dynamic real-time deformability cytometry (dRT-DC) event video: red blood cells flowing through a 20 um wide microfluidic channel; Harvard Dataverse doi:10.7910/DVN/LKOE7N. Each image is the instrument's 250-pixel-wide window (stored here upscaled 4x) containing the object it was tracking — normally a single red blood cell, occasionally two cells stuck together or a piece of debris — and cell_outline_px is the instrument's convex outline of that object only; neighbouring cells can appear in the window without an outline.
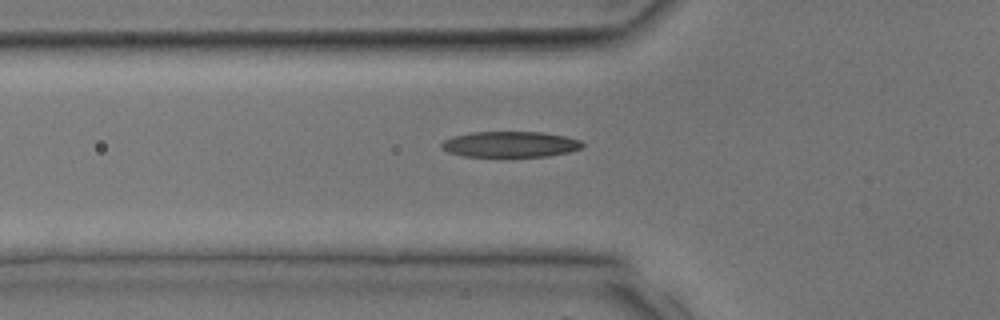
{"species": "common noctule bat (a hibernating species)", "species_latin": "Nyctalus noctula", "temperature_condition": "room temperature", "stored_images_in_passage": 24, "camera_frame_rate_fps": 3000, "um_per_image_px": 0.085, "animal": {"sex": "male", "body_mass_g": 17.9, "forearm_length_mm": 54.2}, "frame": {"image": 1, "passage_image": 3, "time_ms": 0.667, "image_size_px": [1000, 320], "cell_outline_px": [[584, 144], [580, 148], [568, 152], [548, 156], [464, 156], [448, 152], [440, 148], [440, 144], [444, 140], [452, 136], [472, 132], [544, 132], [564, 136], [580, 140]], "centroid_in_image_um": [43.33, 12.26], "position_along_channel_um": 82.5, "area_um2": 21.1}}
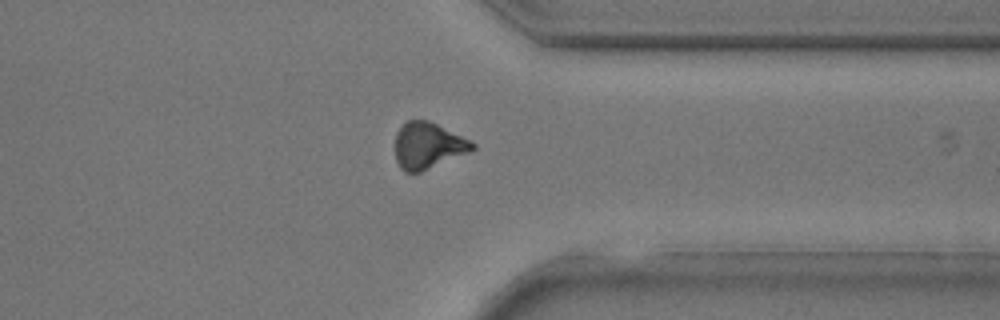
{"frame": {"image": 2, "passage_image": 17, "time_ms": 5.333, "image_size_px": [1000, 320], "cell_outline_px": [[476, 148], [472, 152], [420, 172], [404, 172], [400, 168], [396, 160], [396, 132], [408, 120], [428, 120], [472, 140], [476, 144]], "centroid_in_image_um": [36.43, 12.39], "position_along_channel_um": 375.0, "area_um2": 21.04}}
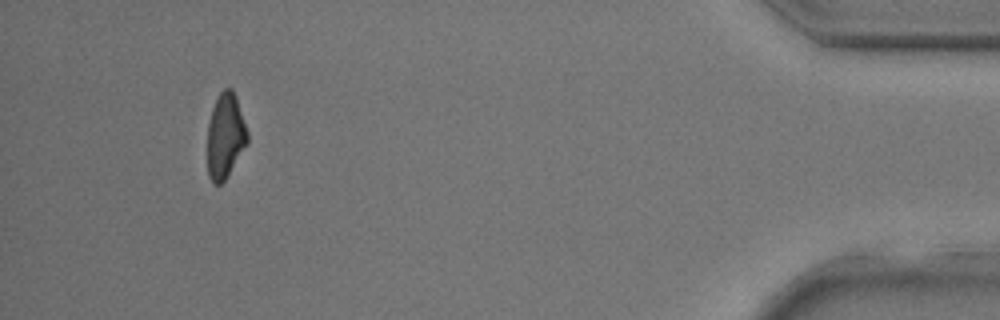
{"frame": {"image": 3, "passage_image": 22, "time_ms": 7.0, "image_size_px": [1000, 320], "cell_outline_px": [[248, 144], [224, 180], [220, 184], [212, 184], [208, 176], [208, 124], [212, 108], [220, 92], [224, 88], [232, 88], [248, 132]], "centroid_in_image_um": [19.15, 11.57], "position_along_channel_um": 416.1, "area_um2": 19.65}}